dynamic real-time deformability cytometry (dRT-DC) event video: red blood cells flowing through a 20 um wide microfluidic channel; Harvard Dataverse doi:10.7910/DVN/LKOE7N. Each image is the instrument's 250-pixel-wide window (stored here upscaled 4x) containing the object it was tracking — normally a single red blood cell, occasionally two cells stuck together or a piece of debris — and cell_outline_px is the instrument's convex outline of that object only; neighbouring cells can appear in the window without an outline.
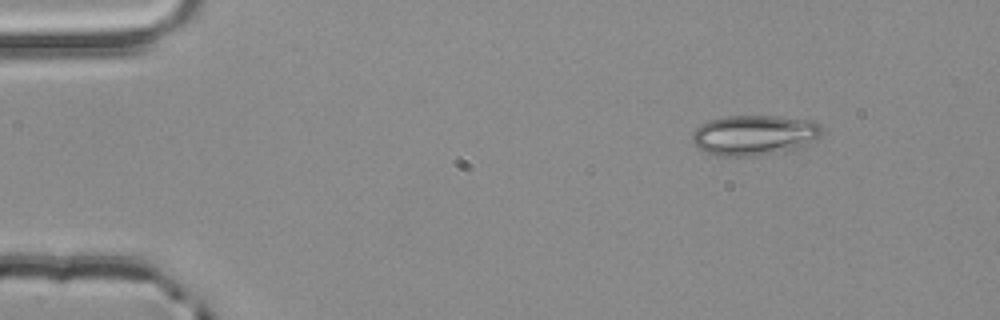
{"species": "common noctule bat (a hibernating species)", "species_latin": "Nyctalus noctula", "temperature_condition": "room temperature", "stored_images_in_passage": 3, "camera_frame_rate_fps": 3000, "um_per_image_px": 0.085, "animal": {"sex": "male", "body_mass_g": 20.4}, "frame": {"image": 1, "passage_image": 1, "time_ms": 0.0, "image_size_px": [1000, 320], "cell_outline_px": [[824, 132], [816, 140], [792, 148], [756, 156], [720, 156], [708, 152], [692, 144], [692, 132], [696, 128], [708, 120], [724, 116], [776, 116], [812, 120], [820, 124], [824, 128]], "centroid_in_image_um": [64.11, 11.46], "position_along_channel_um": 20.9, "area_um2": 30.29}}